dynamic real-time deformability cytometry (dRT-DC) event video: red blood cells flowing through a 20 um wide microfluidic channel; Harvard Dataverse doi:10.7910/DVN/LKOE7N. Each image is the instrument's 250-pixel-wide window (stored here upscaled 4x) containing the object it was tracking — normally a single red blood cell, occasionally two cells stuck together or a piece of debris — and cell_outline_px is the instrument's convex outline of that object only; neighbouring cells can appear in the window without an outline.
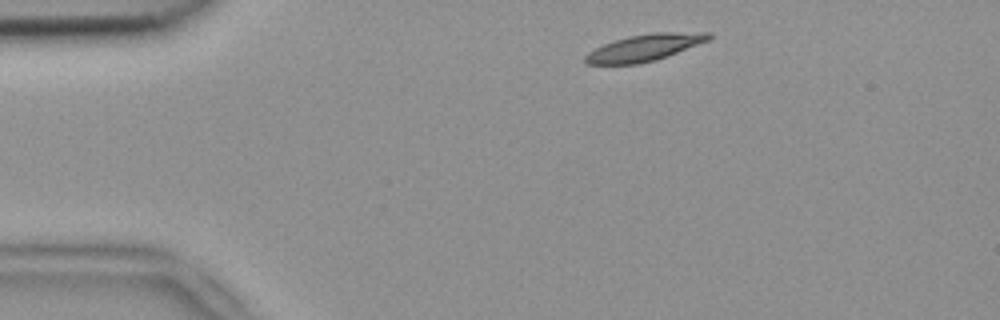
{"species": "common noctule bat (a hibernating species)", "species_latin": "Nyctalus noctula", "temperature_condition": "room temperature", "stored_images_in_passage": 2, "camera_frame_rate_fps": 3000, "um_per_image_px": 0.085, "animal": {"sex": "female", "body_mass_g": 18.4}, "frame": {"image": 1, "passage_image": 1, "time_ms": 0.0, "image_size_px": [1000, 320], "cell_outline_px": [[712, 36], [708, 40], [656, 60], [640, 64], [584, 64], [584, 56], [588, 52], [604, 44], [628, 36], [652, 32], [712, 32]], "centroid_in_image_um": [54.77, 4.05], "position_along_channel_um": 30.2, "area_um2": 19.13}}